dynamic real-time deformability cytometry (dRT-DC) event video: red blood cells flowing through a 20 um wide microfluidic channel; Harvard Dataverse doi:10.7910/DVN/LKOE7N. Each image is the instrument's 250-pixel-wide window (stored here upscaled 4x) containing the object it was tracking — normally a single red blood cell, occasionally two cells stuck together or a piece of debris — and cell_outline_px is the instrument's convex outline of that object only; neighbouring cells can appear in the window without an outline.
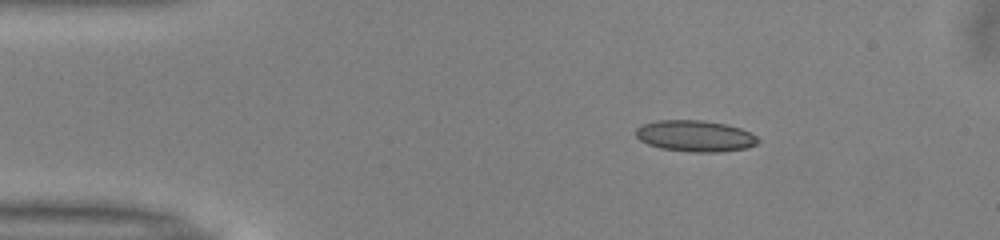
{"species": "common noctule bat (a hibernating species)", "species_latin": "Nyctalus noctula", "temperature_condition": "warm", "stored_images_in_passage": 44, "camera_frame_rate_fps": 3000, "um_per_image_px": 0.085, "animal": {"sex": "male", "body_mass_g": 13.0, "forearm_length_mm": 53.1}, "frame": {"image": 1, "passage_image": 1, "time_ms": 0.0, "image_size_px": [1000, 240], "cell_outline_px": [[760, 140], [756, 144], [748, 148], [720, 152], [692, 152], [660, 148], [648, 144], [640, 140], [636, 136], [636, 128], [644, 124], [656, 120], [704, 120], [724, 124], [740, 128], [756, 136]], "centroid_in_image_um": [59.09, 11.56], "position_along_channel_um": 25.9, "area_um2": 22.25}}
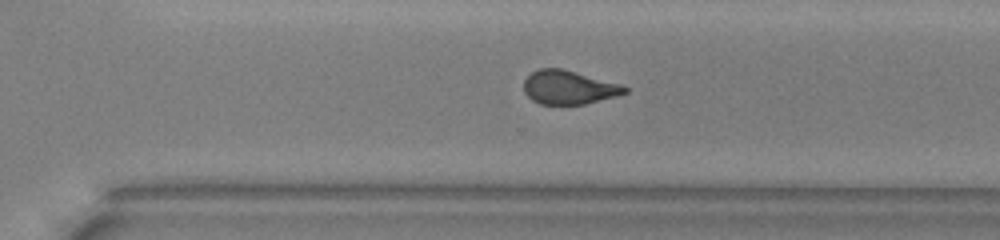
{"frame": {"image": 2, "passage_image": 28, "time_ms": 9.0, "image_size_px": [1000, 240], "cell_outline_px": [[628, 92], [616, 96], [584, 104], [540, 104], [532, 100], [524, 92], [524, 80], [532, 72], [540, 68], [564, 68], [620, 84], [628, 88]], "centroid_in_image_um": [48.34, 7.42], "position_along_channel_um": 322.3, "area_um2": 19.83}}
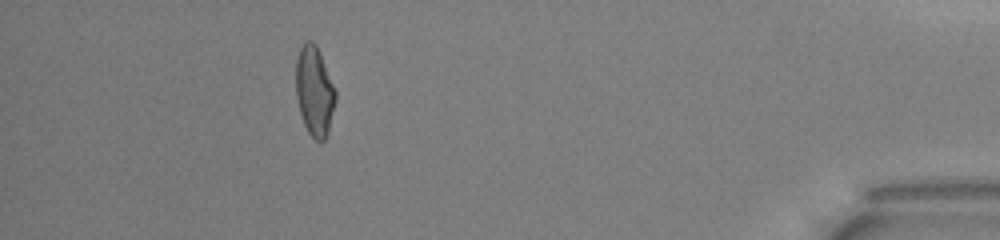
{"frame": {"image": 3, "passage_image": 39, "time_ms": 12.667, "image_size_px": [1000, 240], "cell_outline_px": [[336, 100], [328, 132], [324, 140], [316, 140], [308, 132], [304, 124], [300, 112], [296, 96], [296, 60], [300, 48], [304, 40], [312, 40], [316, 44], [320, 52], [336, 92]], "centroid_in_image_um": [26.72, 7.71], "position_along_channel_um": 408.5, "area_um2": 20.63}, "authors_computed_cell_mechanics": {"area_um2": 21.097, "velocity_mm_per_s": 3.9919, "shape_relaxation_time_tau1_ms": 6.1406, "shape_relaxation_time_tau2_ms": 1.1287, "deformation_change_tau1": 0.1616, "deformation_change_tau2": 0.078}}